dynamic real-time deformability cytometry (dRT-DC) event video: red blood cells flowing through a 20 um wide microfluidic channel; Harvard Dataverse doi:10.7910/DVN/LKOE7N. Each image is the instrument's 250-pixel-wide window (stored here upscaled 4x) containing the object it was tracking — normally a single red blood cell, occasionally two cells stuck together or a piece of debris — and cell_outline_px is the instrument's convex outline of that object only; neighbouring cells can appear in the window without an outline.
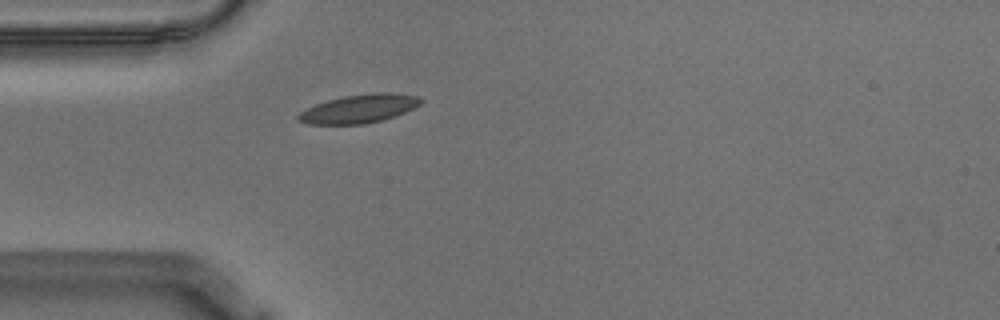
{"species": "Egyptian fruit bat (a non-hibernating species)", "species_latin": "Rousettus aegyptiacus", "temperature_condition": "warm", "stored_images_in_passage": 41, "camera_frame_rate_fps": 3000, "um_per_image_px": 0.085, "animal": {"sex": "male"}, "frame": {"image": 1, "passage_image": 1, "time_ms": 0.0, "image_size_px": [1000, 320], "cell_outline_px": [[424, 100], [420, 104], [404, 112], [380, 120], [364, 124], [308, 124], [296, 120], [296, 116], [300, 112], [316, 104], [328, 100], [344, 96], [372, 92], [392, 92], [420, 96]], "centroid_in_image_um": [30.52, 9.22], "position_along_channel_um": 54.5, "area_um2": 20.29}}
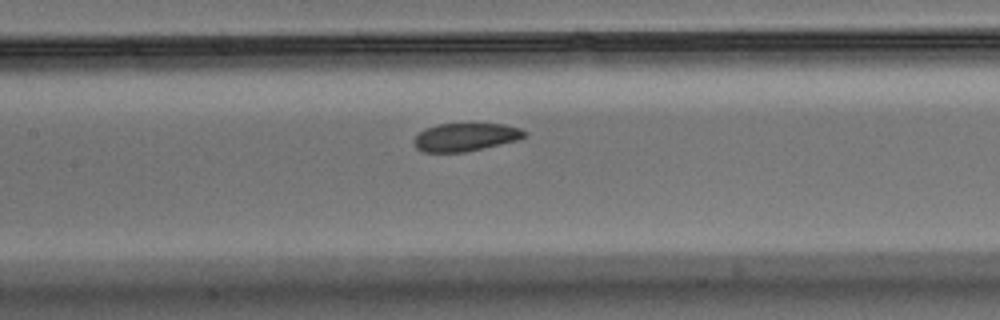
{"frame": {"image": 2, "passage_image": 11, "time_ms": 3.333, "image_size_px": [1000, 320], "cell_outline_px": [[528, 132], [520, 140], [464, 152], [424, 152], [416, 148], [412, 144], [412, 140], [424, 128], [436, 124], [504, 124], [520, 128]], "centroid_in_image_um": [39.55, 11.65], "position_along_channel_um": 167.9, "area_um2": 18.21}}
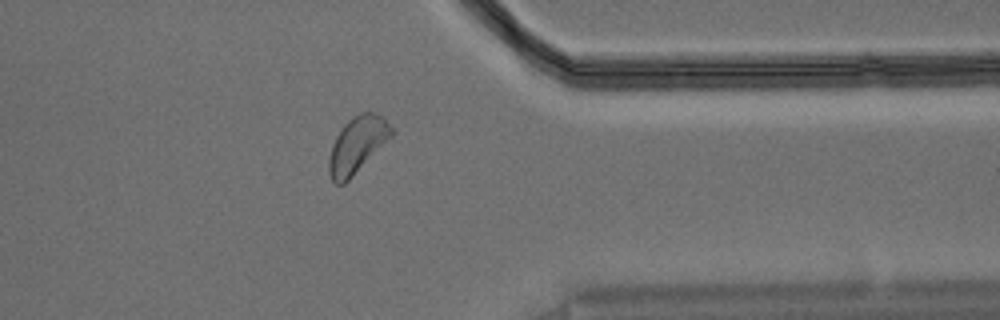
{"frame": {"image": 3, "passage_image": 30, "time_ms": 9.667, "image_size_px": [1000, 320], "cell_outline_px": [[396, 132], [344, 184], [336, 184], [332, 180], [328, 172], [328, 160], [332, 144], [336, 136], [344, 124], [352, 116], [360, 112], [376, 112], [384, 116]], "centroid_in_image_um": [30.38, 12.27], "position_along_channel_um": 381.0, "area_um2": 20.58}, "authors_computed_cell_mechanics": {"area_um2": 19.3052, "velocity_mm_per_s": 3.5348, "shape_relaxation_time_tau1_ms": 3.3659, "shape_relaxation_time_tau2_ms": 5.2757, "deformation_change_tau1": 0.116, "deformation_change_tau2": 0.1111}}